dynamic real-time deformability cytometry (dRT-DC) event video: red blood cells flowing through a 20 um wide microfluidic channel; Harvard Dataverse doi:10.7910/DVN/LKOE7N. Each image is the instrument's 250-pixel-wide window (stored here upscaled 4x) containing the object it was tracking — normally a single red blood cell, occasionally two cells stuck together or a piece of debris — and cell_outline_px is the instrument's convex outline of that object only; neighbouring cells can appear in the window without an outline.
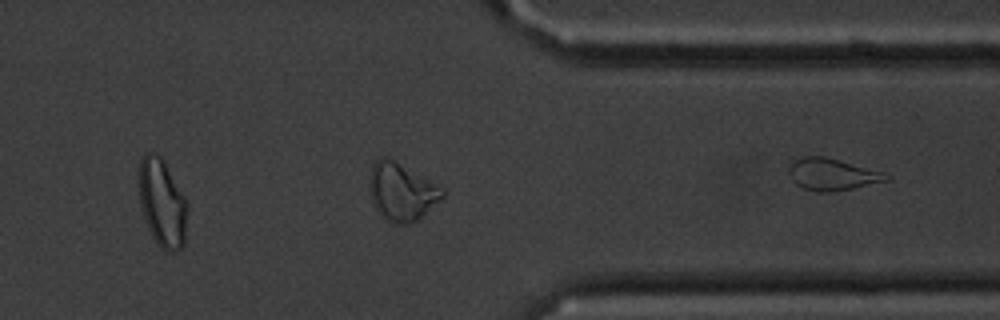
{"species": "common noctule bat (a hibernating species)", "species_latin": "Nyctalus noctula", "temperature_condition": "cold", "stored_images_in_passage": 23, "segment_of_instrument_passage": [2, 2], "camera_frame_rate_fps": 3000, "um_per_image_px": 0.085, "animal": {"sex": "male", "body_mass_g": 20.1, "forearm_length_mm": 53.5}, "frame": {"image": 1, "passage_image": 23, "time_ms": 7.333, "image_size_px": [1000, 320], "cell_outline_px": [[892, 176], [888, 180], [852, 188], [832, 192], [816, 192], [804, 188], [796, 184], [792, 180], [788, 172], [788, 168], [796, 160], [804, 156], [824, 156], [884, 172]], "centroid_in_image_um": [70.73, 14.83], "position_along_channel_um": 340.7, "area_um2": 17.92}}